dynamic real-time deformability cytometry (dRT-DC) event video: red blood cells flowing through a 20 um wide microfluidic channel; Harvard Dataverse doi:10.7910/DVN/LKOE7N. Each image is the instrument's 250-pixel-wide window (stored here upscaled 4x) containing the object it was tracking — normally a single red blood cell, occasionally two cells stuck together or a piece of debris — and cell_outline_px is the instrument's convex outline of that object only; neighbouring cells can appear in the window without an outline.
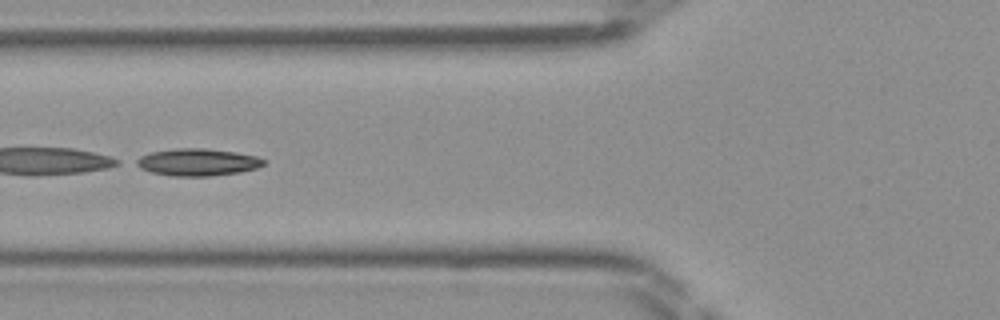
{"species": "Egyptian fruit bat (a non-hibernating species)", "species_latin": "Rousettus aegyptiacus", "temperature_condition": "room temperature", "stored_images_in_passage": 42, "segment_of_instrument_passage": [2, 2], "camera_frame_rate_fps": 3000, "um_per_image_px": 0.085, "frame": {"image": 1, "passage_image": 14, "time_ms": 4.333, "image_size_px": [1000, 320], "cell_outline_px": [[268, 160], [264, 164], [256, 168], [240, 172], [208, 176], [172, 176], [152, 172], [140, 168], [132, 164], [132, 160], [140, 156], [152, 152], [176, 148], [208, 148], [236, 152], [256, 156]], "centroid_in_image_um": [16.76, 13.78], "position_along_channel_um": 109.0, "area_um2": 20.4}}
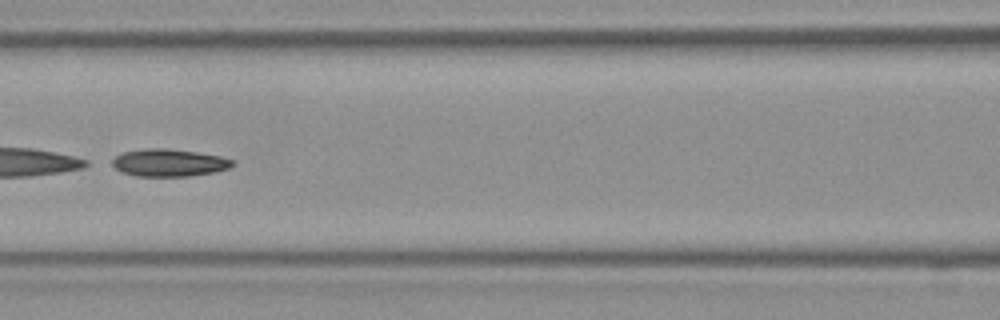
{"frame": {"image": 2, "passage_image": 17, "time_ms": 5.333, "image_size_px": [1000, 320], "cell_outline_px": [[232, 164], [228, 168], [212, 172], [188, 176], [136, 176], [124, 172], [116, 168], [112, 164], [112, 160], [120, 152], [144, 148], [168, 148], [196, 152], [220, 156], [232, 160]], "centroid_in_image_um": [14.31, 13.81], "position_along_channel_um": 152.3, "area_um2": 19.02}}
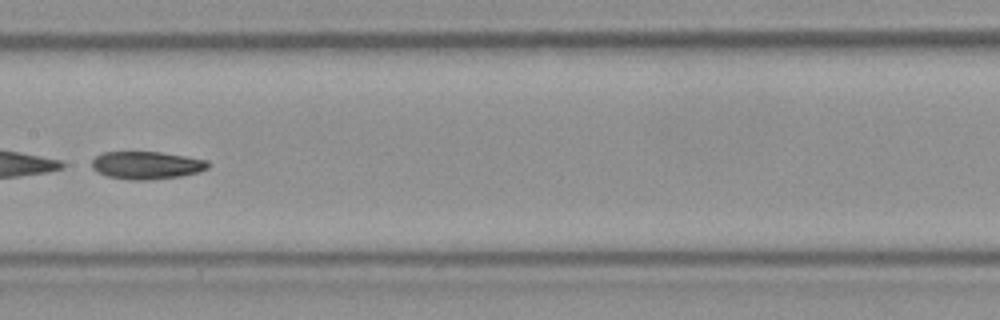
{"frame": {"image": 3, "passage_image": 20, "time_ms": 6.333, "image_size_px": [1000, 320], "cell_outline_px": [[208, 168], [200, 172], [180, 176], [148, 180], [132, 180], [108, 176], [92, 168], [92, 160], [96, 156], [104, 152], [160, 152], [208, 160]], "centroid_in_image_um": [12.48, 14.04], "position_along_channel_um": 194.9, "area_um2": 18.61}}